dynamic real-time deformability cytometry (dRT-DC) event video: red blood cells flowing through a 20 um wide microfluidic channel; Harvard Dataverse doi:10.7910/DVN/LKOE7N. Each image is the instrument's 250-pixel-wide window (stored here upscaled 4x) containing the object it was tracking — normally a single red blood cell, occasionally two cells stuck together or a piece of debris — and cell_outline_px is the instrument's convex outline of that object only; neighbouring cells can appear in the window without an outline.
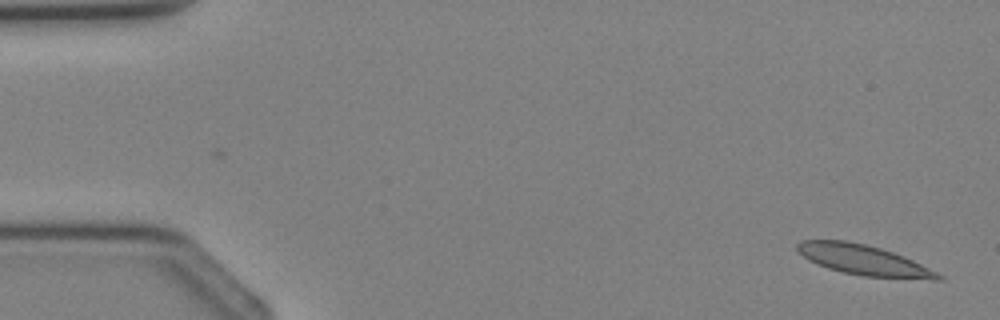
{"species": "Egyptian fruit bat (a non-hibernating species)", "species_latin": "Rousettus aegyptiacus", "temperature_condition": "cold", "stored_images_in_passage": 2, "camera_frame_rate_fps": 3000, "um_per_image_px": 0.085, "animal": {"sex": "female"}, "frame": {"image": 1, "passage_image": 2, "time_ms": 1.0, "image_size_px": [1000, 320], "cell_outline_px": [[944, 280], [932, 280], [864, 276], [844, 272], [828, 268], [808, 260], [796, 248], [796, 244], [800, 240], [844, 240], [864, 244], [880, 248], [904, 256], [944, 276]], "centroid_in_image_um": [73.42, 22.11], "position_along_channel_um": 11.6, "area_um2": 24.57}}